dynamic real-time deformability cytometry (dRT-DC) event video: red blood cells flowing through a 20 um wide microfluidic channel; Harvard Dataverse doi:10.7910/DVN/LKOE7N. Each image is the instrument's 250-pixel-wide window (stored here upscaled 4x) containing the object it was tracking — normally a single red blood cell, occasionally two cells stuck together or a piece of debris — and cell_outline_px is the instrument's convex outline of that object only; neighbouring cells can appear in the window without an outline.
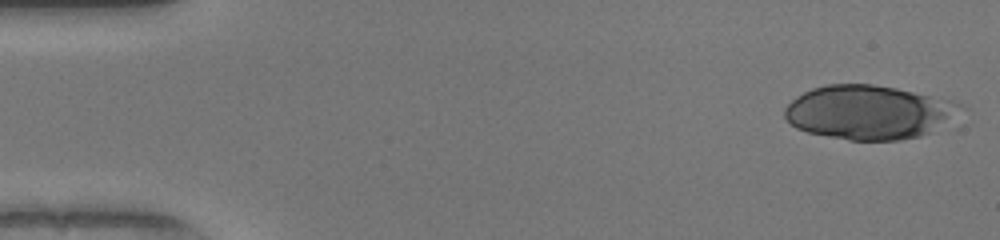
{"species": "human", "species_latin": "Homo sapiens", "temperature_condition": "warm", "stored_images_in_passage": 28, "camera_frame_rate_fps": 3000, "um_per_image_px": 0.085, "donor": {"sex": "female"}, "frame": {"image": 1, "passage_image": 1, "time_ms": 0.0, "image_size_px": [1000, 240], "cell_outline_px": [[968, 108], [932, 132], [920, 136], [900, 140], [848, 140], [808, 132], [796, 128], [784, 116], [784, 108], [796, 96], [812, 88], [828, 84], [872, 84], [896, 88], [956, 100], [964, 104]], "centroid_in_image_um": [73.92, 9.53], "position_along_channel_um": 11.1, "area_um2": 55.78}}
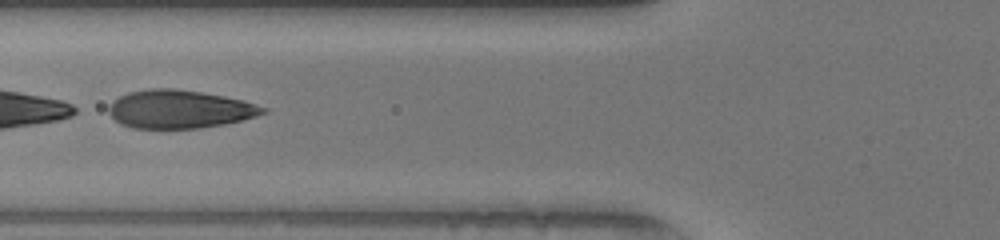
{"frame": {"image": 2, "passage_image": 19, "time_ms": 6.0, "image_size_px": [1000, 240], "cell_outline_px": [[268, 112], [256, 116], [224, 124], [200, 128], [132, 128], [120, 124], [108, 112], [108, 108], [112, 100], [128, 92], [148, 88], [172, 88], [200, 92], [224, 96], [244, 100], [268, 108]], "centroid_in_image_um": [15.25, 9.27], "position_along_channel_um": 110.5, "area_um2": 34.45}}
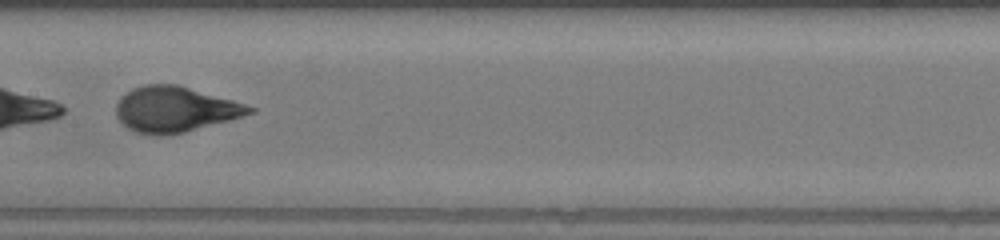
{"frame": {"image": 3, "passage_image": 25, "time_ms": 8.0, "image_size_px": [1000, 240], "cell_outline_px": [[256, 112], [228, 120], [184, 132], [160, 136], [156, 136], [136, 132], [128, 128], [116, 116], [116, 104], [120, 96], [132, 88], [144, 84], [176, 84], [232, 100], [256, 108]], "centroid_in_image_um": [14.83, 9.29], "position_along_channel_um": 192.6, "area_um2": 35.14}}